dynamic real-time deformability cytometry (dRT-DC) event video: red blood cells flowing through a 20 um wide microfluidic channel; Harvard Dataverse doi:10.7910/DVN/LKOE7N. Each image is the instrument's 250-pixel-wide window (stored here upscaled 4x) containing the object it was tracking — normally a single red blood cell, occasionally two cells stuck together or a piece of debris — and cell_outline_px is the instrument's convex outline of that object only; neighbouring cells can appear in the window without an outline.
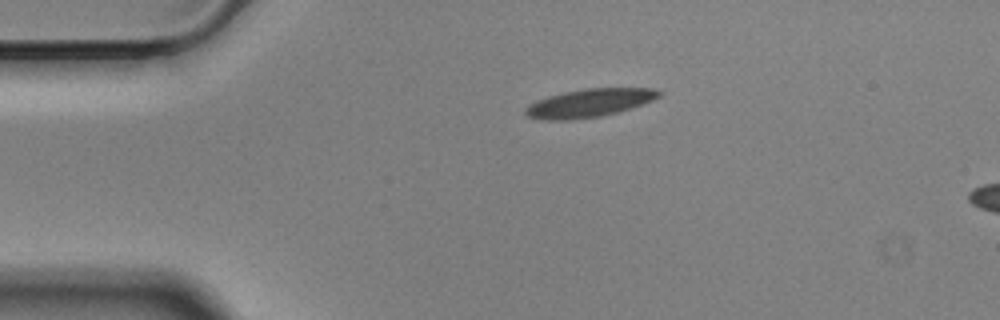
{"species": "Egyptian fruit bat (a non-hibernating species)", "species_latin": "Rousettus aegyptiacus", "temperature_condition": "cold", "stored_images_in_passage": 46, "camera_frame_rate_fps": 3000, "um_per_image_px": 0.085, "animal": {"sex": "male"}, "frame": {"image": 1, "passage_image": 1, "time_ms": 0.0, "image_size_px": [1000, 320], "cell_outline_px": [[664, 92], [660, 96], [644, 104], [616, 112], [600, 116], [572, 120], [540, 120], [528, 116], [524, 112], [524, 108], [528, 104], [536, 100], [548, 96], [564, 92], [584, 88], [652, 88]], "centroid_in_image_um": [50.06, 8.75], "position_along_channel_um": 34.9, "area_um2": 22.08}}
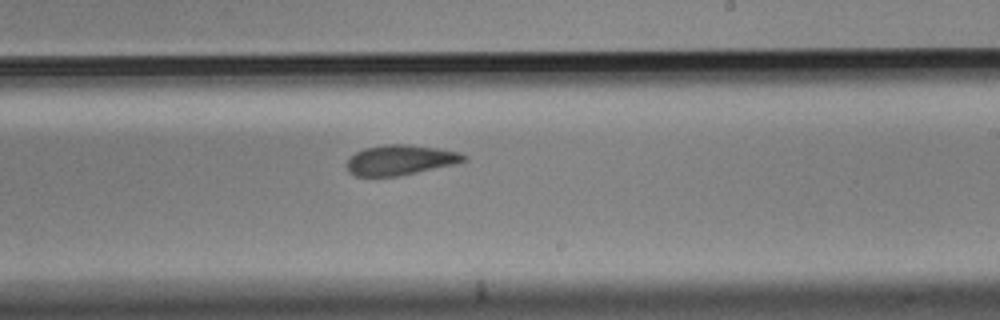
{"frame": {"image": 2, "passage_image": 23, "time_ms": 7.333, "image_size_px": [1000, 320], "cell_outline_px": [[468, 160], [456, 164], [396, 176], [356, 176], [348, 172], [348, 160], [356, 152], [364, 148], [384, 144], [408, 144], [436, 148], [460, 152], [468, 156]], "centroid_in_image_um": [34.06, 13.59], "position_along_channel_um": 254.9, "area_um2": 20.46}}
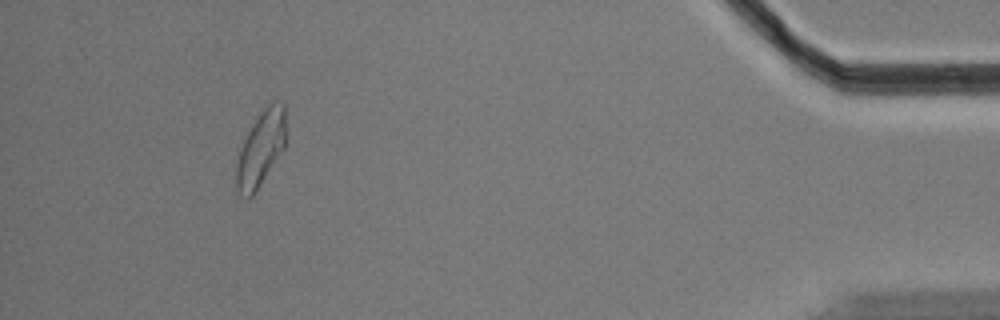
{"frame": {"image": 3, "passage_image": 42, "time_ms": 13.667, "image_size_px": [1000, 320], "cell_outline_px": [[284, 148], [256, 192], [248, 200], [244, 200], [240, 196], [236, 188], [236, 164], [240, 148], [252, 124], [260, 112], [268, 104], [280, 100], [284, 104]], "centroid_in_image_um": [22.13, 12.7], "position_along_channel_um": 413.1, "area_um2": 21.62}, "authors_computed_cell_mechanics": {"area_um2": 21.5594, "velocity_mm_per_s": 3.5019, "shape_relaxation_time_tau1_ms": 5.5103, "shape_relaxation_time_tau2_ms": 2.6051, "deformation_change_tau1": 0.1595, "deformation_change_tau2": 0.1002}}